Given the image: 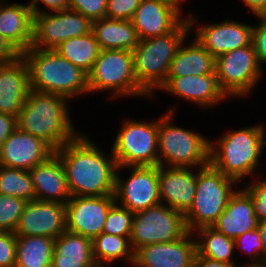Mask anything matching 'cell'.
I'll return each mask as SVG.
<instances>
[{
  "mask_svg": "<svg viewBox=\"0 0 266 267\" xmlns=\"http://www.w3.org/2000/svg\"><path fill=\"white\" fill-rule=\"evenodd\" d=\"M54 153L63 164L71 196L114 195L117 165L112 152L108 157L81 132Z\"/></svg>",
  "mask_w": 266,
  "mask_h": 267,
  "instance_id": "1",
  "label": "cell"
},
{
  "mask_svg": "<svg viewBox=\"0 0 266 267\" xmlns=\"http://www.w3.org/2000/svg\"><path fill=\"white\" fill-rule=\"evenodd\" d=\"M67 100L61 95L31 89L17 116V128L58 150L81 133L75 130Z\"/></svg>",
  "mask_w": 266,
  "mask_h": 267,
  "instance_id": "2",
  "label": "cell"
},
{
  "mask_svg": "<svg viewBox=\"0 0 266 267\" xmlns=\"http://www.w3.org/2000/svg\"><path fill=\"white\" fill-rule=\"evenodd\" d=\"M220 137L217 143L210 141V164L238 184L256 173L265 147V127L253 125Z\"/></svg>",
  "mask_w": 266,
  "mask_h": 267,
  "instance_id": "3",
  "label": "cell"
},
{
  "mask_svg": "<svg viewBox=\"0 0 266 267\" xmlns=\"http://www.w3.org/2000/svg\"><path fill=\"white\" fill-rule=\"evenodd\" d=\"M21 56L29 69L32 90L61 95L68 101L89 93L87 74L54 49L29 47Z\"/></svg>",
  "mask_w": 266,
  "mask_h": 267,
  "instance_id": "4",
  "label": "cell"
},
{
  "mask_svg": "<svg viewBox=\"0 0 266 267\" xmlns=\"http://www.w3.org/2000/svg\"><path fill=\"white\" fill-rule=\"evenodd\" d=\"M191 26L185 19L170 33L140 40L132 51L134 73L138 85L151 97L163 86L171 62L182 42L189 36Z\"/></svg>",
  "mask_w": 266,
  "mask_h": 267,
  "instance_id": "5",
  "label": "cell"
},
{
  "mask_svg": "<svg viewBox=\"0 0 266 267\" xmlns=\"http://www.w3.org/2000/svg\"><path fill=\"white\" fill-rule=\"evenodd\" d=\"M175 108L158 119L159 166L202 168L210 163V141L173 124ZM173 124V125H172Z\"/></svg>",
  "mask_w": 266,
  "mask_h": 267,
  "instance_id": "6",
  "label": "cell"
},
{
  "mask_svg": "<svg viewBox=\"0 0 266 267\" xmlns=\"http://www.w3.org/2000/svg\"><path fill=\"white\" fill-rule=\"evenodd\" d=\"M238 183L215 169L210 163L197 169V187L194 201L184 214L188 231L213 226L224 212ZM234 187V189H233Z\"/></svg>",
  "mask_w": 266,
  "mask_h": 267,
  "instance_id": "7",
  "label": "cell"
},
{
  "mask_svg": "<svg viewBox=\"0 0 266 267\" xmlns=\"http://www.w3.org/2000/svg\"><path fill=\"white\" fill-rule=\"evenodd\" d=\"M89 93L111 92V99L120 97H150L137 83L132 51L101 50L91 71L87 74Z\"/></svg>",
  "mask_w": 266,
  "mask_h": 267,
  "instance_id": "8",
  "label": "cell"
},
{
  "mask_svg": "<svg viewBox=\"0 0 266 267\" xmlns=\"http://www.w3.org/2000/svg\"><path fill=\"white\" fill-rule=\"evenodd\" d=\"M112 154L120 170L131 166H157L158 120L127 119L113 141Z\"/></svg>",
  "mask_w": 266,
  "mask_h": 267,
  "instance_id": "9",
  "label": "cell"
},
{
  "mask_svg": "<svg viewBox=\"0 0 266 267\" xmlns=\"http://www.w3.org/2000/svg\"><path fill=\"white\" fill-rule=\"evenodd\" d=\"M188 232L184 214L160 203L134 213L130 244L135 253L146 245L175 241Z\"/></svg>",
  "mask_w": 266,
  "mask_h": 267,
  "instance_id": "10",
  "label": "cell"
},
{
  "mask_svg": "<svg viewBox=\"0 0 266 267\" xmlns=\"http://www.w3.org/2000/svg\"><path fill=\"white\" fill-rule=\"evenodd\" d=\"M253 44L229 51L215 59L220 88L230 98L247 97L263 77Z\"/></svg>",
  "mask_w": 266,
  "mask_h": 267,
  "instance_id": "11",
  "label": "cell"
},
{
  "mask_svg": "<svg viewBox=\"0 0 266 267\" xmlns=\"http://www.w3.org/2000/svg\"><path fill=\"white\" fill-rule=\"evenodd\" d=\"M90 32L92 21L72 9L35 14L31 47L55 49L65 40Z\"/></svg>",
  "mask_w": 266,
  "mask_h": 267,
  "instance_id": "12",
  "label": "cell"
},
{
  "mask_svg": "<svg viewBox=\"0 0 266 267\" xmlns=\"http://www.w3.org/2000/svg\"><path fill=\"white\" fill-rule=\"evenodd\" d=\"M130 176L123 181L119 167L115 173V202L137 213L161 203L159 195L158 165L131 166ZM120 201V202H119Z\"/></svg>",
  "mask_w": 266,
  "mask_h": 267,
  "instance_id": "13",
  "label": "cell"
},
{
  "mask_svg": "<svg viewBox=\"0 0 266 267\" xmlns=\"http://www.w3.org/2000/svg\"><path fill=\"white\" fill-rule=\"evenodd\" d=\"M189 16V17H188ZM187 16L190 30H196L195 39L216 59L238 48L252 44L253 26L246 23L226 20L221 23L202 24L193 28L197 22L195 15Z\"/></svg>",
  "mask_w": 266,
  "mask_h": 267,
  "instance_id": "14",
  "label": "cell"
},
{
  "mask_svg": "<svg viewBox=\"0 0 266 267\" xmlns=\"http://www.w3.org/2000/svg\"><path fill=\"white\" fill-rule=\"evenodd\" d=\"M114 195L72 196L66 205V231L93 240L103 232Z\"/></svg>",
  "mask_w": 266,
  "mask_h": 267,
  "instance_id": "15",
  "label": "cell"
},
{
  "mask_svg": "<svg viewBox=\"0 0 266 267\" xmlns=\"http://www.w3.org/2000/svg\"><path fill=\"white\" fill-rule=\"evenodd\" d=\"M64 231H66V205L34 199L26 203L14 234L56 239Z\"/></svg>",
  "mask_w": 266,
  "mask_h": 267,
  "instance_id": "16",
  "label": "cell"
},
{
  "mask_svg": "<svg viewBox=\"0 0 266 267\" xmlns=\"http://www.w3.org/2000/svg\"><path fill=\"white\" fill-rule=\"evenodd\" d=\"M183 0H141L131 19L139 39L172 32L185 18L181 16Z\"/></svg>",
  "mask_w": 266,
  "mask_h": 267,
  "instance_id": "17",
  "label": "cell"
},
{
  "mask_svg": "<svg viewBox=\"0 0 266 267\" xmlns=\"http://www.w3.org/2000/svg\"><path fill=\"white\" fill-rule=\"evenodd\" d=\"M193 232L171 242L154 243L134 253V267H194L197 254Z\"/></svg>",
  "mask_w": 266,
  "mask_h": 267,
  "instance_id": "18",
  "label": "cell"
},
{
  "mask_svg": "<svg viewBox=\"0 0 266 267\" xmlns=\"http://www.w3.org/2000/svg\"><path fill=\"white\" fill-rule=\"evenodd\" d=\"M53 153L43 140L17 128L0 148V165L30 171Z\"/></svg>",
  "mask_w": 266,
  "mask_h": 267,
  "instance_id": "19",
  "label": "cell"
},
{
  "mask_svg": "<svg viewBox=\"0 0 266 267\" xmlns=\"http://www.w3.org/2000/svg\"><path fill=\"white\" fill-rule=\"evenodd\" d=\"M161 203L185 214L193 204L197 187V171L190 167L158 165Z\"/></svg>",
  "mask_w": 266,
  "mask_h": 267,
  "instance_id": "20",
  "label": "cell"
},
{
  "mask_svg": "<svg viewBox=\"0 0 266 267\" xmlns=\"http://www.w3.org/2000/svg\"><path fill=\"white\" fill-rule=\"evenodd\" d=\"M160 89L205 108L218 106L219 102L229 98L220 88L215 72L210 75L166 78Z\"/></svg>",
  "mask_w": 266,
  "mask_h": 267,
  "instance_id": "21",
  "label": "cell"
},
{
  "mask_svg": "<svg viewBox=\"0 0 266 267\" xmlns=\"http://www.w3.org/2000/svg\"><path fill=\"white\" fill-rule=\"evenodd\" d=\"M30 90L29 69L22 56L0 64V113L17 117Z\"/></svg>",
  "mask_w": 266,
  "mask_h": 267,
  "instance_id": "22",
  "label": "cell"
},
{
  "mask_svg": "<svg viewBox=\"0 0 266 267\" xmlns=\"http://www.w3.org/2000/svg\"><path fill=\"white\" fill-rule=\"evenodd\" d=\"M36 199L66 204L72 197L60 158L53 153L30 171Z\"/></svg>",
  "mask_w": 266,
  "mask_h": 267,
  "instance_id": "23",
  "label": "cell"
},
{
  "mask_svg": "<svg viewBox=\"0 0 266 267\" xmlns=\"http://www.w3.org/2000/svg\"><path fill=\"white\" fill-rule=\"evenodd\" d=\"M212 227L234 240L245 232L257 229L258 220L251 197L243 188L230 196L224 212Z\"/></svg>",
  "mask_w": 266,
  "mask_h": 267,
  "instance_id": "24",
  "label": "cell"
},
{
  "mask_svg": "<svg viewBox=\"0 0 266 267\" xmlns=\"http://www.w3.org/2000/svg\"><path fill=\"white\" fill-rule=\"evenodd\" d=\"M34 14L30 6L0 1V34L21 54L31 47Z\"/></svg>",
  "mask_w": 266,
  "mask_h": 267,
  "instance_id": "25",
  "label": "cell"
},
{
  "mask_svg": "<svg viewBox=\"0 0 266 267\" xmlns=\"http://www.w3.org/2000/svg\"><path fill=\"white\" fill-rule=\"evenodd\" d=\"M51 267H97L92 240L64 231L55 239Z\"/></svg>",
  "mask_w": 266,
  "mask_h": 267,
  "instance_id": "26",
  "label": "cell"
},
{
  "mask_svg": "<svg viewBox=\"0 0 266 267\" xmlns=\"http://www.w3.org/2000/svg\"><path fill=\"white\" fill-rule=\"evenodd\" d=\"M179 46L166 78L210 75L215 72V58L194 38L190 44Z\"/></svg>",
  "mask_w": 266,
  "mask_h": 267,
  "instance_id": "27",
  "label": "cell"
},
{
  "mask_svg": "<svg viewBox=\"0 0 266 267\" xmlns=\"http://www.w3.org/2000/svg\"><path fill=\"white\" fill-rule=\"evenodd\" d=\"M92 32L101 50L133 51L140 39L131 20L102 18L92 22Z\"/></svg>",
  "mask_w": 266,
  "mask_h": 267,
  "instance_id": "28",
  "label": "cell"
},
{
  "mask_svg": "<svg viewBox=\"0 0 266 267\" xmlns=\"http://www.w3.org/2000/svg\"><path fill=\"white\" fill-rule=\"evenodd\" d=\"M55 239L17 236L15 267H51Z\"/></svg>",
  "mask_w": 266,
  "mask_h": 267,
  "instance_id": "29",
  "label": "cell"
},
{
  "mask_svg": "<svg viewBox=\"0 0 266 267\" xmlns=\"http://www.w3.org/2000/svg\"><path fill=\"white\" fill-rule=\"evenodd\" d=\"M194 232H197L198 237L195 239L197 255L227 264H237L232 257L235 253L234 239L226 237L212 226L201 227Z\"/></svg>",
  "mask_w": 266,
  "mask_h": 267,
  "instance_id": "30",
  "label": "cell"
},
{
  "mask_svg": "<svg viewBox=\"0 0 266 267\" xmlns=\"http://www.w3.org/2000/svg\"><path fill=\"white\" fill-rule=\"evenodd\" d=\"M54 50L86 74L91 71L101 51L93 32L65 40Z\"/></svg>",
  "mask_w": 266,
  "mask_h": 267,
  "instance_id": "31",
  "label": "cell"
},
{
  "mask_svg": "<svg viewBox=\"0 0 266 267\" xmlns=\"http://www.w3.org/2000/svg\"><path fill=\"white\" fill-rule=\"evenodd\" d=\"M92 249L97 267H104L122 258H126L127 262L133 266L134 251L131 248L130 237L102 232L92 240Z\"/></svg>",
  "mask_w": 266,
  "mask_h": 267,
  "instance_id": "32",
  "label": "cell"
},
{
  "mask_svg": "<svg viewBox=\"0 0 266 267\" xmlns=\"http://www.w3.org/2000/svg\"><path fill=\"white\" fill-rule=\"evenodd\" d=\"M0 195L14 196L27 202L36 199L29 171L0 165Z\"/></svg>",
  "mask_w": 266,
  "mask_h": 267,
  "instance_id": "33",
  "label": "cell"
},
{
  "mask_svg": "<svg viewBox=\"0 0 266 267\" xmlns=\"http://www.w3.org/2000/svg\"><path fill=\"white\" fill-rule=\"evenodd\" d=\"M133 219V212L115 202L108 211L103 232L121 237H130Z\"/></svg>",
  "mask_w": 266,
  "mask_h": 267,
  "instance_id": "34",
  "label": "cell"
},
{
  "mask_svg": "<svg viewBox=\"0 0 266 267\" xmlns=\"http://www.w3.org/2000/svg\"><path fill=\"white\" fill-rule=\"evenodd\" d=\"M27 201L0 195V231L14 233Z\"/></svg>",
  "mask_w": 266,
  "mask_h": 267,
  "instance_id": "35",
  "label": "cell"
},
{
  "mask_svg": "<svg viewBox=\"0 0 266 267\" xmlns=\"http://www.w3.org/2000/svg\"><path fill=\"white\" fill-rule=\"evenodd\" d=\"M235 248H239L242 254H249L252 264L264 262L263 245L258 229L245 232L235 239Z\"/></svg>",
  "mask_w": 266,
  "mask_h": 267,
  "instance_id": "36",
  "label": "cell"
},
{
  "mask_svg": "<svg viewBox=\"0 0 266 267\" xmlns=\"http://www.w3.org/2000/svg\"><path fill=\"white\" fill-rule=\"evenodd\" d=\"M243 188L251 197L255 215L258 221L266 219V178L256 179Z\"/></svg>",
  "mask_w": 266,
  "mask_h": 267,
  "instance_id": "37",
  "label": "cell"
},
{
  "mask_svg": "<svg viewBox=\"0 0 266 267\" xmlns=\"http://www.w3.org/2000/svg\"><path fill=\"white\" fill-rule=\"evenodd\" d=\"M69 9L83 14L93 22L105 18L107 0H69Z\"/></svg>",
  "mask_w": 266,
  "mask_h": 267,
  "instance_id": "38",
  "label": "cell"
},
{
  "mask_svg": "<svg viewBox=\"0 0 266 267\" xmlns=\"http://www.w3.org/2000/svg\"><path fill=\"white\" fill-rule=\"evenodd\" d=\"M141 0H107L105 18L131 20Z\"/></svg>",
  "mask_w": 266,
  "mask_h": 267,
  "instance_id": "39",
  "label": "cell"
},
{
  "mask_svg": "<svg viewBox=\"0 0 266 267\" xmlns=\"http://www.w3.org/2000/svg\"><path fill=\"white\" fill-rule=\"evenodd\" d=\"M17 236L12 232L0 231V267L16 266Z\"/></svg>",
  "mask_w": 266,
  "mask_h": 267,
  "instance_id": "40",
  "label": "cell"
},
{
  "mask_svg": "<svg viewBox=\"0 0 266 267\" xmlns=\"http://www.w3.org/2000/svg\"><path fill=\"white\" fill-rule=\"evenodd\" d=\"M252 44L261 64H266V23L259 22L253 26Z\"/></svg>",
  "mask_w": 266,
  "mask_h": 267,
  "instance_id": "41",
  "label": "cell"
},
{
  "mask_svg": "<svg viewBox=\"0 0 266 267\" xmlns=\"http://www.w3.org/2000/svg\"><path fill=\"white\" fill-rule=\"evenodd\" d=\"M46 6V8L43 9H48V10H43L42 8L39 7L40 2ZM29 6L31 10L33 11V14H42L46 13L49 11L52 12H58V11H63L65 9H69V0H31L29 2Z\"/></svg>",
  "mask_w": 266,
  "mask_h": 267,
  "instance_id": "42",
  "label": "cell"
},
{
  "mask_svg": "<svg viewBox=\"0 0 266 267\" xmlns=\"http://www.w3.org/2000/svg\"><path fill=\"white\" fill-rule=\"evenodd\" d=\"M21 53L0 34V64L15 62Z\"/></svg>",
  "mask_w": 266,
  "mask_h": 267,
  "instance_id": "43",
  "label": "cell"
},
{
  "mask_svg": "<svg viewBox=\"0 0 266 267\" xmlns=\"http://www.w3.org/2000/svg\"><path fill=\"white\" fill-rule=\"evenodd\" d=\"M15 129H17V117L0 113V148Z\"/></svg>",
  "mask_w": 266,
  "mask_h": 267,
  "instance_id": "44",
  "label": "cell"
},
{
  "mask_svg": "<svg viewBox=\"0 0 266 267\" xmlns=\"http://www.w3.org/2000/svg\"><path fill=\"white\" fill-rule=\"evenodd\" d=\"M237 264H227L200 255L195 256L194 267H237Z\"/></svg>",
  "mask_w": 266,
  "mask_h": 267,
  "instance_id": "45",
  "label": "cell"
},
{
  "mask_svg": "<svg viewBox=\"0 0 266 267\" xmlns=\"http://www.w3.org/2000/svg\"><path fill=\"white\" fill-rule=\"evenodd\" d=\"M257 229L263 245V260L266 261V219L258 221Z\"/></svg>",
  "mask_w": 266,
  "mask_h": 267,
  "instance_id": "46",
  "label": "cell"
},
{
  "mask_svg": "<svg viewBox=\"0 0 266 267\" xmlns=\"http://www.w3.org/2000/svg\"><path fill=\"white\" fill-rule=\"evenodd\" d=\"M242 1L254 14H256L258 10L261 9L266 3V0H242Z\"/></svg>",
  "mask_w": 266,
  "mask_h": 267,
  "instance_id": "47",
  "label": "cell"
},
{
  "mask_svg": "<svg viewBox=\"0 0 266 267\" xmlns=\"http://www.w3.org/2000/svg\"><path fill=\"white\" fill-rule=\"evenodd\" d=\"M255 16H257L258 18V22H264L266 23V3L265 5L258 10V12L255 14Z\"/></svg>",
  "mask_w": 266,
  "mask_h": 267,
  "instance_id": "48",
  "label": "cell"
},
{
  "mask_svg": "<svg viewBox=\"0 0 266 267\" xmlns=\"http://www.w3.org/2000/svg\"><path fill=\"white\" fill-rule=\"evenodd\" d=\"M246 265H245V267H266V261L261 262V263H255V264H252L249 262Z\"/></svg>",
  "mask_w": 266,
  "mask_h": 267,
  "instance_id": "49",
  "label": "cell"
}]
</instances>
